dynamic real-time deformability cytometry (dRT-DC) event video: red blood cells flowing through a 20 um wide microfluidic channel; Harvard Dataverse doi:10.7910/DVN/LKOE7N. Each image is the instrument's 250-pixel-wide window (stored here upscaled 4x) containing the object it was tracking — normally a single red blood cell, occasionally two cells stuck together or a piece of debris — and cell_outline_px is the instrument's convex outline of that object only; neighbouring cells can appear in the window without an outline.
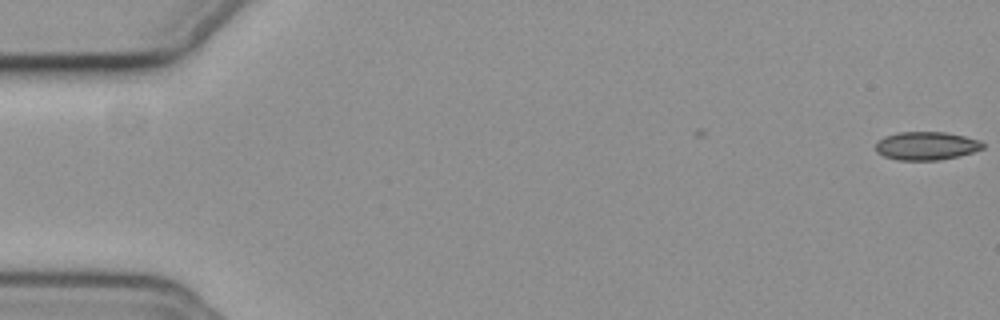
{"species": "common noctule bat (a hibernating species)", "species_latin": "Nyctalus noctula", "temperature_condition": "cold", "stored_images_in_passage": 6, "camera_frame_rate_fps": 3000, "um_per_image_px": 0.085, "animal": {"sex": "female", "body_mass_g": 19.3, "forearm_length_mm": 54.1}, "frame": {"image": 1, "passage_image": 1, "time_ms": 0.0, "image_size_px": [1000, 320], "cell_outline_px": [[984, 148], [972, 152], [940, 160], [896, 160], [884, 156], [876, 152], [876, 144], [884, 136], [896, 132], [944, 132], [964, 136], [980, 140], [984, 144]], "centroid_in_image_um": [78.72, 12.39], "position_along_channel_um": 6.3, "area_um2": 17.63}}